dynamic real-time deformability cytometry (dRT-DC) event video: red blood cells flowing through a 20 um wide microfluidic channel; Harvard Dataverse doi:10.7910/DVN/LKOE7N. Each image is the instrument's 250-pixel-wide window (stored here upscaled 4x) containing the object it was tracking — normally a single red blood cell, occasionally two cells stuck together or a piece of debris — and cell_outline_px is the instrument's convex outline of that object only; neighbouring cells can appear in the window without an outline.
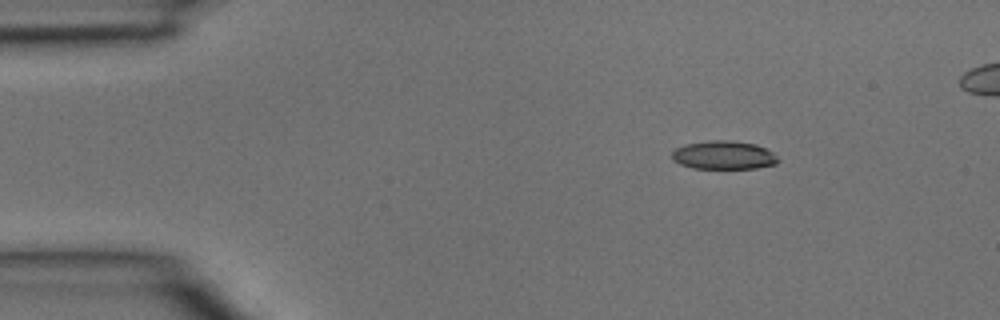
{"species": "common noctule bat (a hibernating species)", "species_latin": "Nyctalus noctula", "temperature_condition": "room temperature", "stored_images_in_passage": 3, "camera_frame_rate_fps": 3000, "um_per_image_px": 0.085, "animal": {"sex": "male", "body_mass_g": 15.6}, "frame": {"image": 1, "passage_image": 1, "time_ms": 0.0, "image_size_px": [1000, 320], "cell_outline_px": [[780, 160], [776, 164], [756, 168], [692, 168], [680, 164], [672, 160], [672, 152], [676, 148], [684, 144], [712, 140], [732, 140], [756, 144], [768, 148]], "centroid_in_image_um": [61.53, 13.18], "position_along_channel_um": 23.5, "area_um2": 17.74}}